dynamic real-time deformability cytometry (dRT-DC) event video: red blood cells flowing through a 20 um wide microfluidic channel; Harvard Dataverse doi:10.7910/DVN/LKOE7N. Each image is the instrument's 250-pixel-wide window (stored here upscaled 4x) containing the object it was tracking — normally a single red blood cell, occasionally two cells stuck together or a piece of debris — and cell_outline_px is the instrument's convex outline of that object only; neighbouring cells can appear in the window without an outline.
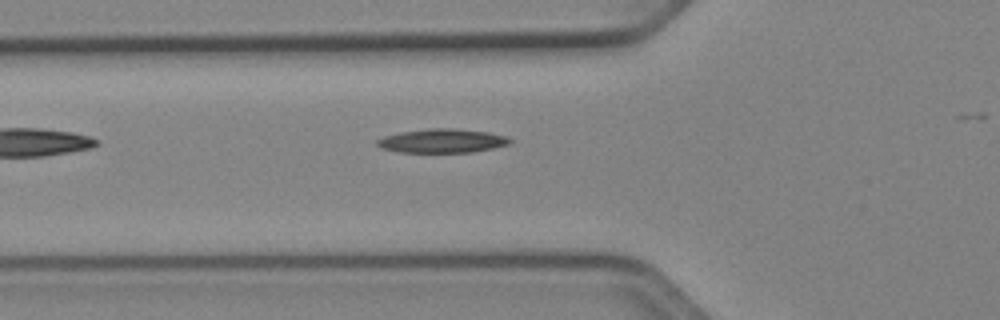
{"species": "Egyptian fruit bat (a non-hibernating species)", "species_latin": "Rousettus aegyptiacus", "temperature_condition": "cold", "stored_images_in_passage": 28, "camera_frame_rate_fps": 3000, "um_per_image_px": 0.085, "animal": {"sex": "female"}, "frame": {"image": 1, "passage_image": 2, "time_ms": 0.333, "image_size_px": [1000, 320], "cell_outline_px": [[512, 140], [508, 144], [492, 148], [472, 152], [400, 152], [384, 148], [376, 144], [376, 140], [384, 136], [400, 132], [428, 128], [452, 128], [488, 132], [508, 136]], "centroid_in_image_um": [37.6, 11.96], "position_along_channel_um": 88.2, "area_um2": 18.38}}
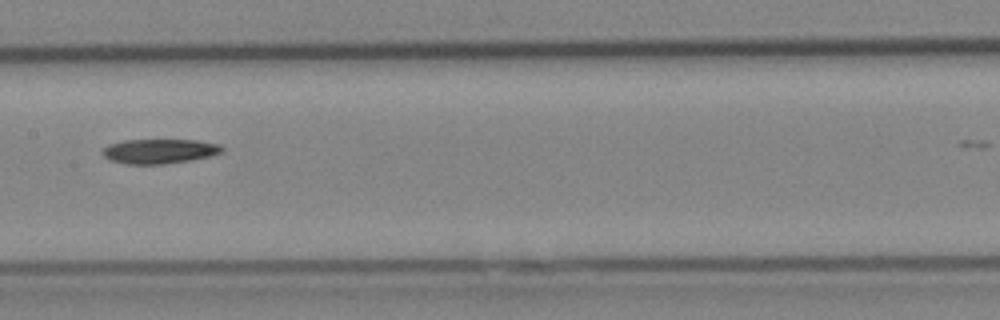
{"frame": {"image": 2, "passage_image": 10, "time_ms": 3.0, "image_size_px": [1000, 320], "cell_outline_px": [[224, 152], [212, 156], [164, 164], [124, 164], [108, 160], [100, 152], [108, 144], [124, 140], [196, 140], [220, 144], [224, 148]], "centroid_in_image_um": [13.54, 12.85], "position_along_channel_um": 193.9, "area_um2": 17.34}}
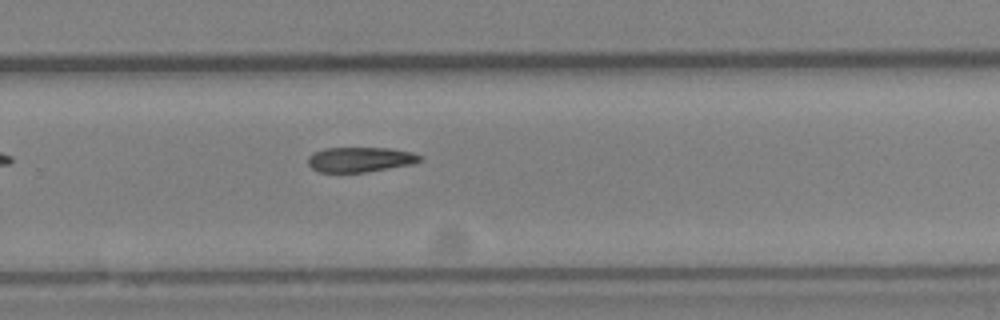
{"frame": {"image": 3, "passage_image": 18, "time_ms": 5.667, "image_size_px": [1000, 320], "cell_outline_px": [[424, 160], [412, 164], [368, 172], [320, 172], [312, 168], [308, 164], [308, 156], [312, 152], [324, 148], [388, 148], [412, 152], [424, 156]], "centroid_in_image_um": [30.64, 13.55], "position_along_channel_um": 299.2, "area_um2": 16.47}}